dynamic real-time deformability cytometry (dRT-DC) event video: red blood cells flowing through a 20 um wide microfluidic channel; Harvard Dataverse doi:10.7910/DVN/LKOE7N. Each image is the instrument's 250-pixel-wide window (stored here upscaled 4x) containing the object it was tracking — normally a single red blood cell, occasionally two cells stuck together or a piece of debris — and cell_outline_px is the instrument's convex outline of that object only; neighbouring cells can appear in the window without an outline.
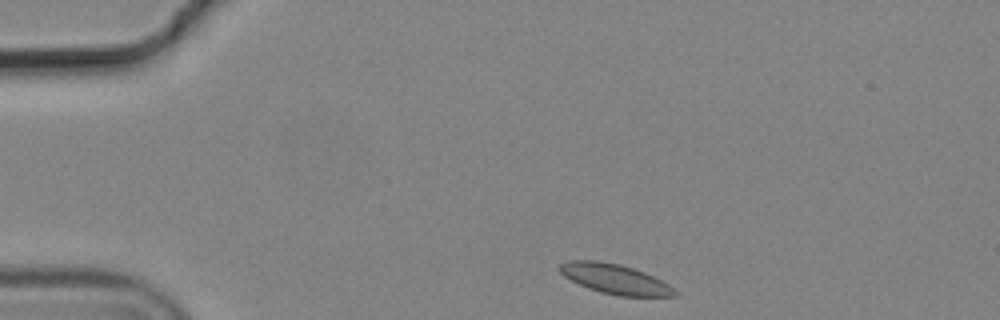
{"species": "common noctule bat (a hibernating species)", "species_latin": "Nyctalus noctula", "temperature_condition": "cold", "stored_images_in_passage": 2, "camera_frame_rate_fps": 3000, "um_per_image_px": 0.085, "animal": {"sex": "male", "body_mass_g": 19.2, "forearm_length_mm": 51.8}, "frame": {"image": 1, "passage_image": 1, "time_ms": 0.0, "image_size_px": [1000, 320], "cell_outline_px": [[680, 296], [620, 296], [600, 292], [588, 288], [564, 276], [560, 272], [560, 264], [572, 260], [596, 260], [620, 264], [644, 272], [668, 284], [680, 292]], "centroid_in_image_um": [52.32, 23.72], "position_along_channel_um": 32.7, "area_um2": 19.88}}